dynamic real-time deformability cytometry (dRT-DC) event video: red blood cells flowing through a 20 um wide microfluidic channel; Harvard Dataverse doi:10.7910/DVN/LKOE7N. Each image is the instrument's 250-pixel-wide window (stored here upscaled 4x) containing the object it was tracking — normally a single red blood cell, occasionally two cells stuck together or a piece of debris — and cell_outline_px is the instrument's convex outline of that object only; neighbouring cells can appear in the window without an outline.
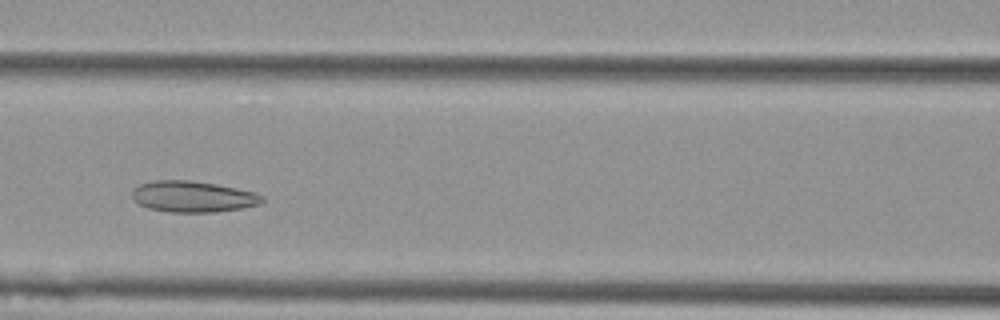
{"species": "Egyptian fruit bat (a non-hibernating species)", "species_latin": "Rousettus aegyptiacus", "temperature_condition": "cold", "stored_images_in_passage": 39, "camera_frame_rate_fps": 3000, "um_per_image_px": 0.085, "animal": {"sex": "female"}, "frame": {"image": 1, "passage_image": 11, "time_ms": 3.333, "image_size_px": [1000, 320], "cell_outline_px": [[264, 200], [260, 204], [244, 208], [216, 212], [168, 212], [148, 208], [132, 200], [132, 188], [140, 184], [152, 180], [188, 180], [216, 184], [256, 192], [264, 196]], "centroid_in_image_um": [16.39, 16.71], "position_along_channel_um": 150.2, "area_um2": 23.87}}
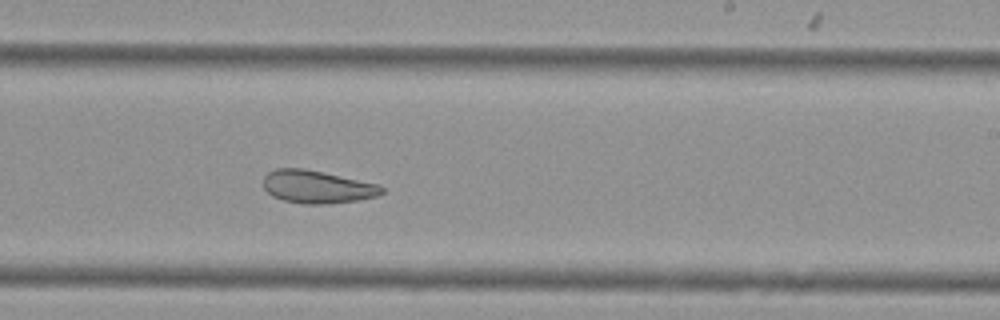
{"frame": {"image": 2, "passage_image": 20, "time_ms": 6.333, "image_size_px": [1000, 320], "cell_outline_px": [[384, 192], [376, 196], [356, 200], [328, 204], [304, 204], [284, 200], [272, 196], [264, 188], [264, 176], [268, 172], [276, 168], [304, 168], [380, 184], [384, 188]], "centroid_in_image_um": [26.96, 15.87], "position_along_channel_um": 262.0, "area_um2": 22.66}}
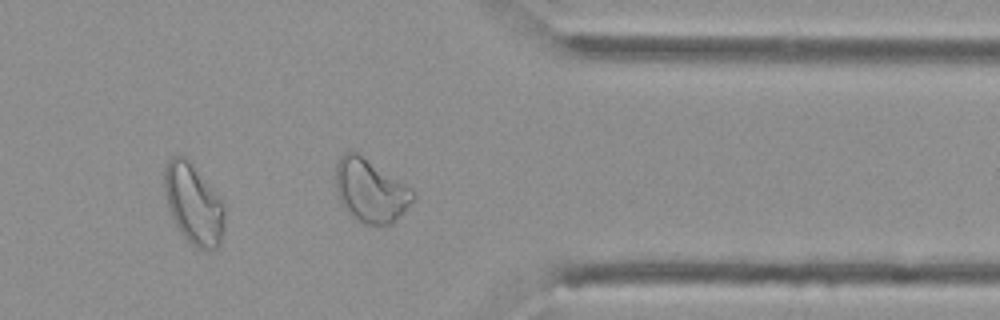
{"frame": {"image": 3, "passage_image": 30, "time_ms": 9.667, "image_size_px": [1000, 320], "cell_outline_px": [[224, 228], [220, 244], [216, 248], [196, 248], [180, 232], [172, 216], [164, 192], [164, 168], [168, 160], [172, 156], [184, 156], [188, 160], [224, 200]], "centroid_in_image_um": [16.46, 17.32], "position_along_channel_um": 394.9, "area_um2": 28.03}, "authors_computed_cell_mechanics": {"area_um2": 24.7384, "velocity_mm_per_s": 3.7495, "shape_relaxation_time_tau1_ms": null, "shape_relaxation_time_tau2_ms": 2.7154, "deformation_change_tau1": null, "deformation_change_tau2": 0.103}}